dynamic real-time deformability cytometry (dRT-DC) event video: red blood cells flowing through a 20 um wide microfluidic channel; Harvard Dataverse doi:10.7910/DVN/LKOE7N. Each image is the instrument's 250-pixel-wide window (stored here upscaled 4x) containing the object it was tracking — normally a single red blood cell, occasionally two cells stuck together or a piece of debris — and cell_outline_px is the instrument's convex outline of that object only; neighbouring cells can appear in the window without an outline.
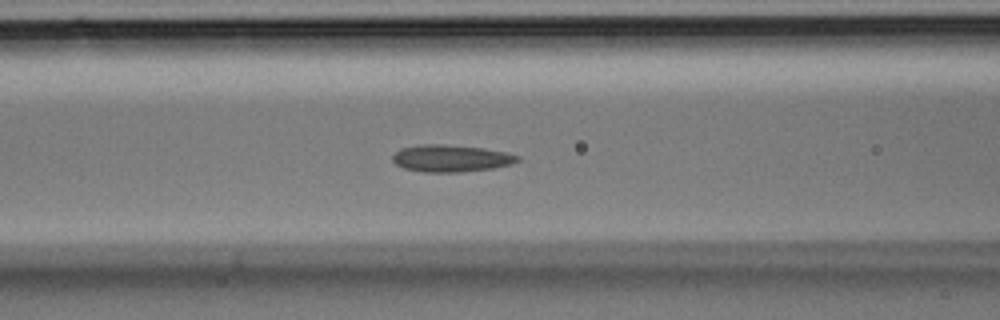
{"species": "Egyptian fruit bat (a non-hibernating species)", "species_latin": "Rousettus aegyptiacus", "temperature_condition": "room temperature", "stored_images_in_passage": 33, "camera_frame_rate_fps": 3000, "um_per_image_px": 0.085, "animal": {"sex": "male"}, "frame": {"image": 1, "passage_image": 12, "time_ms": 3.667, "image_size_px": [1000, 320], "cell_outline_px": [[520, 160], [512, 164], [492, 168], [460, 172], [424, 172], [404, 168], [396, 164], [392, 160], [392, 156], [400, 148], [424, 144], [444, 144], [484, 148], [508, 152], [520, 156]], "centroid_in_image_um": [38.36, 13.45], "position_along_channel_um": 128.2, "area_um2": 19.77}}
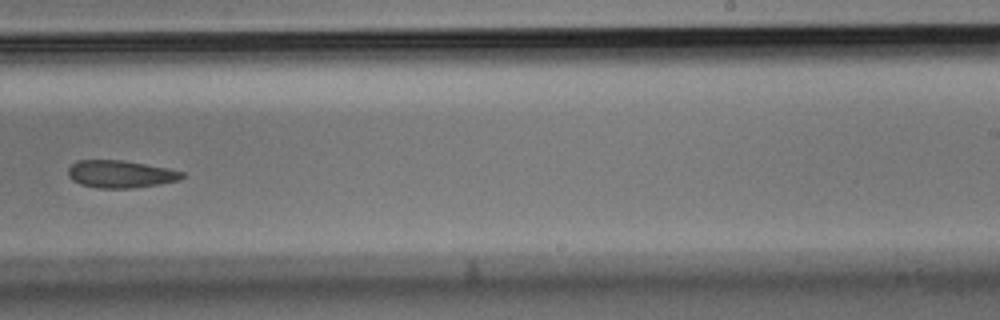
{"frame": {"image": 2, "passage_image": 20, "time_ms": 6.333, "image_size_px": [1000, 320], "cell_outline_px": [[184, 176], [180, 180], [160, 184], [132, 188], [96, 188], [80, 184], [72, 180], [68, 176], [68, 168], [76, 160], [120, 160], [168, 168], [184, 172]], "centroid_in_image_um": [10.23, 14.8], "position_along_channel_um": 278.8, "area_um2": 18.26}}
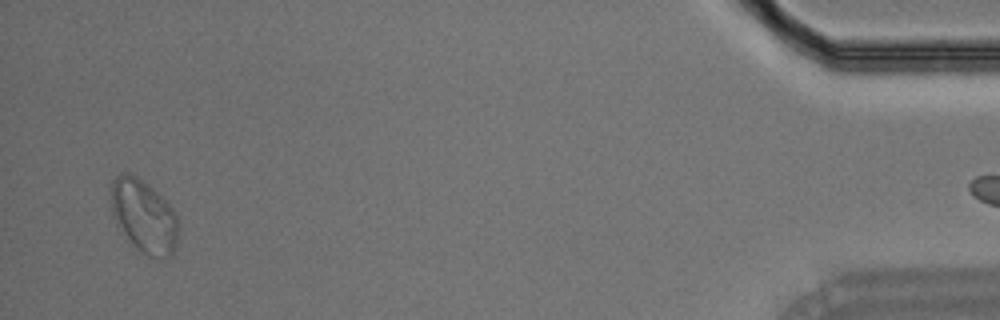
{"frame": {"image": 3, "passage_image": 32, "time_ms": 10.333, "image_size_px": [1000, 320], "cell_outline_px": [[180, 224], [176, 248], [172, 256], [164, 260], [160, 260], [148, 256], [116, 224], [112, 212], [112, 180], [120, 172], [128, 172], [136, 176], [152, 188], [172, 208]], "centroid_in_image_um": [12.28, 18.39], "position_along_channel_um": 422.9, "area_um2": 28.38}}